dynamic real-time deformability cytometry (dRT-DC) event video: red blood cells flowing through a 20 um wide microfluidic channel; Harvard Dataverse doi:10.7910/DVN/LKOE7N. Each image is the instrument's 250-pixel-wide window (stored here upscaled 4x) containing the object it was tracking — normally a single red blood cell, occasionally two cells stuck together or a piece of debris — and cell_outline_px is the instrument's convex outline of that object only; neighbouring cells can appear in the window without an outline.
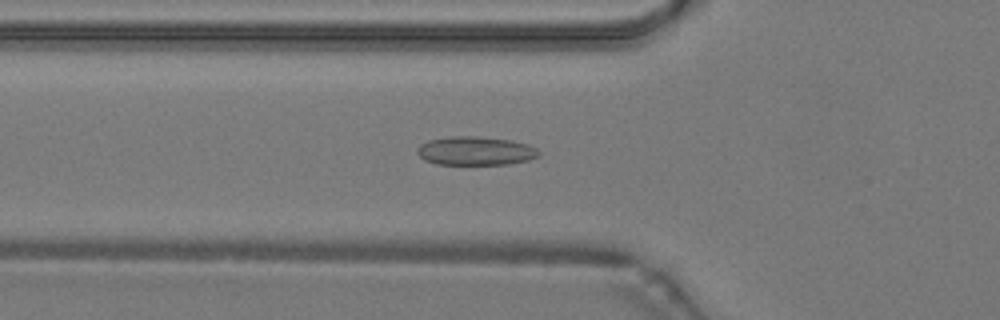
{"species": "common noctule bat (a hibernating species)", "species_latin": "Nyctalus noctula", "temperature_condition": "warm", "stored_images_in_passage": 48, "camera_frame_rate_fps": 3000, "um_per_image_px": 0.085, "animal": {"sex": "male", "body_mass_g": 19.2, "forearm_length_mm": 51.8}, "frame": {"image": 1, "passage_image": 17, "time_ms": 5.333, "image_size_px": [1000, 320], "cell_outline_px": [[540, 156], [528, 160], [508, 164], [436, 164], [424, 160], [416, 152], [416, 148], [420, 144], [428, 140], [452, 136], [476, 136], [512, 140], [528, 144], [536, 148], [540, 152]], "centroid_in_image_um": [40.41, 12.82], "position_along_channel_um": 85.4, "area_um2": 20.46}}
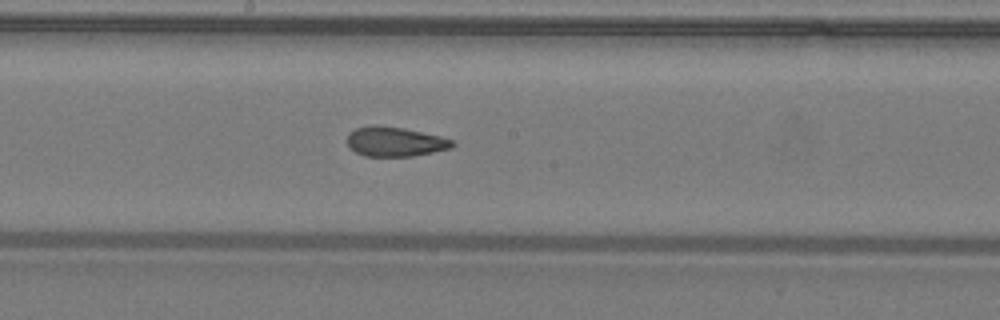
{"frame": {"image": 2, "passage_image": 26, "time_ms": 8.333, "image_size_px": [1000, 320], "cell_outline_px": [[456, 144], [452, 148], [412, 156], [364, 156], [356, 152], [348, 144], [348, 132], [356, 128], [376, 124], [404, 128], [440, 136], [452, 140]], "centroid_in_image_um": [33.58, 12.03], "position_along_channel_um": 214.6, "area_um2": 18.09}}
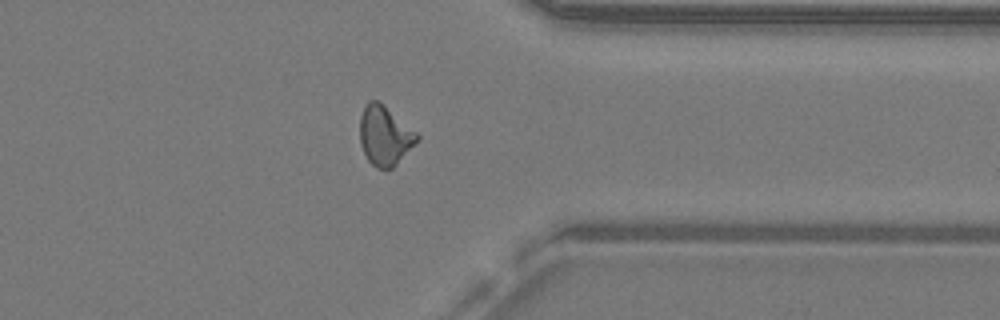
{"frame": {"image": 3, "passage_image": 38, "time_ms": 12.333, "image_size_px": [1000, 320], "cell_outline_px": [[420, 140], [392, 168], [376, 168], [368, 160], [360, 144], [360, 116], [364, 104], [368, 100], [376, 100], [384, 104], [416, 132], [420, 136]], "centroid_in_image_um": [32.7, 11.5], "position_along_channel_um": 378.7, "area_um2": 19.88}, "authors_computed_cell_mechanics": {"area_um2": 19.4208, "velocity_mm_per_s": 4.2713, "shape_relaxation_time_tau1_ms": null, "shape_relaxation_time_tau2_ms": 1.3289, "deformation_change_tau1": null, "deformation_change_tau2": 0.0697}}